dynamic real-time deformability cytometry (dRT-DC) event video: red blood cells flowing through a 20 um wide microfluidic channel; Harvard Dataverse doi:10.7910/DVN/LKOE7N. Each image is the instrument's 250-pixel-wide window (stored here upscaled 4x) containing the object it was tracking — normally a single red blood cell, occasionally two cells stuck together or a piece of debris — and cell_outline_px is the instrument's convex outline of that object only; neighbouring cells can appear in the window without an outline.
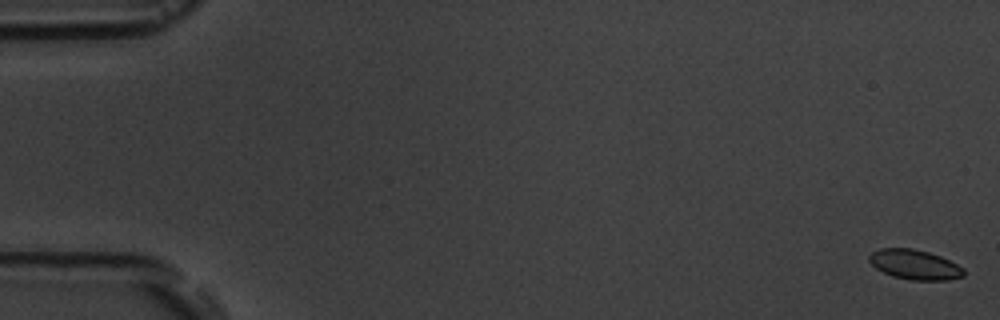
{"species": "common noctule bat (a hibernating species)", "species_latin": "Nyctalus noctula", "temperature_condition": "room temperature", "stored_images_in_passage": 5, "camera_frame_rate_fps": 3000, "um_per_image_px": 0.085, "animal": {"sex": "male", "body_mass_g": 19.5, "forearm_length_mm": 54.6}, "frame": {"image": 1, "passage_image": 1, "time_ms": 0.0, "image_size_px": [1000, 320], "cell_outline_px": [[964, 276], [948, 280], [912, 280], [892, 276], [876, 268], [868, 260], [868, 256], [872, 252], [880, 248], [912, 248], [928, 252], [940, 256], [964, 268]], "centroid_in_image_um": [77.74, 22.49], "position_along_channel_um": 7.3, "area_um2": 16.36}}